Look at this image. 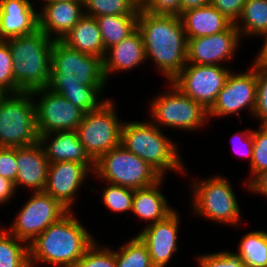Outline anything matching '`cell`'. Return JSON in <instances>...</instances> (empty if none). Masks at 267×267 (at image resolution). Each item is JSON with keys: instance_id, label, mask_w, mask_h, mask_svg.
I'll list each match as a JSON object with an SVG mask.
<instances>
[{"instance_id": "4", "label": "cell", "mask_w": 267, "mask_h": 267, "mask_svg": "<svg viewBox=\"0 0 267 267\" xmlns=\"http://www.w3.org/2000/svg\"><path fill=\"white\" fill-rule=\"evenodd\" d=\"M151 121L123 122L121 144L149 163L163 177L168 171L185 173L177 144Z\"/></svg>"}, {"instance_id": "38", "label": "cell", "mask_w": 267, "mask_h": 267, "mask_svg": "<svg viewBox=\"0 0 267 267\" xmlns=\"http://www.w3.org/2000/svg\"><path fill=\"white\" fill-rule=\"evenodd\" d=\"M254 117L260 119L261 126H267V68L257 66V98Z\"/></svg>"}, {"instance_id": "44", "label": "cell", "mask_w": 267, "mask_h": 267, "mask_svg": "<svg viewBox=\"0 0 267 267\" xmlns=\"http://www.w3.org/2000/svg\"><path fill=\"white\" fill-rule=\"evenodd\" d=\"M15 192L14 183L0 175V205L5 204L7 200L9 202V199L13 198Z\"/></svg>"}, {"instance_id": "10", "label": "cell", "mask_w": 267, "mask_h": 267, "mask_svg": "<svg viewBox=\"0 0 267 267\" xmlns=\"http://www.w3.org/2000/svg\"><path fill=\"white\" fill-rule=\"evenodd\" d=\"M115 108L113 100L107 99L98 109L84 113L78 125L80 142L94 162L121 144L123 121H119Z\"/></svg>"}, {"instance_id": "29", "label": "cell", "mask_w": 267, "mask_h": 267, "mask_svg": "<svg viewBox=\"0 0 267 267\" xmlns=\"http://www.w3.org/2000/svg\"><path fill=\"white\" fill-rule=\"evenodd\" d=\"M0 267H30L28 244L3 228L0 231Z\"/></svg>"}, {"instance_id": "31", "label": "cell", "mask_w": 267, "mask_h": 267, "mask_svg": "<svg viewBox=\"0 0 267 267\" xmlns=\"http://www.w3.org/2000/svg\"><path fill=\"white\" fill-rule=\"evenodd\" d=\"M116 267H154L147 246L136 235L115 251Z\"/></svg>"}, {"instance_id": "26", "label": "cell", "mask_w": 267, "mask_h": 267, "mask_svg": "<svg viewBox=\"0 0 267 267\" xmlns=\"http://www.w3.org/2000/svg\"><path fill=\"white\" fill-rule=\"evenodd\" d=\"M96 20L106 51L137 29L138 15H101Z\"/></svg>"}, {"instance_id": "33", "label": "cell", "mask_w": 267, "mask_h": 267, "mask_svg": "<svg viewBox=\"0 0 267 267\" xmlns=\"http://www.w3.org/2000/svg\"><path fill=\"white\" fill-rule=\"evenodd\" d=\"M102 193V202L112 212H132L134 189L107 183Z\"/></svg>"}, {"instance_id": "39", "label": "cell", "mask_w": 267, "mask_h": 267, "mask_svg": "<svg viewBox=\"0 0 267 267\" xmlns=\"http://www.w3.org/2000/svg\"><path fill=\"white\" fill-rule=\"evenodd\" d=\"M142 10L155 15H181V0H146Z\"/></svg>"}, {"instance_id": "24", "label": "cell", "mask_w": 267, "mask_h": 267, "mask_svg": "<svg viewBox=\"0 0 267 267\" xmlns=\"http://www.w3.org/2000/svg\"><path fill=\"white\" fill-rule=\"evenodd\" d=\"M60 41L69 48L102 59L106 53L95 17L84 15Z\"/></svg>"}, {"instance_id": "6", "label": "cell", "mask_w": 267, "mask_h": 267, "mask_svg": "<svg viewBox=\"0 0 267 267\" xmlns=\"http://www.w3.org/2000/svg\"><path fill=\"white\" fill-rule=\"evenodd\" d=\"M92 174L106 183L134 190L154 185L163 178L149 163L128 151L122 144L103 154L95 162Z\"/></svg>"}, {"instance_id": "28", "label": "cell", "mask_w": 267, "mask_h": 267, "mask_svg": "<svg viewBox=\"0 0 267 267\" xmlns=\"http://www.w3.org/2000/svg\"><path fill=\"white\" fill-rule=\"evenodd\" d=\"M237 254L245 267H267V231L254 230L243 236Z\"/></svg>"}, {"instance_id": "15", "label": "cell", "mask_w": 267, "mask_h": 267, "mask_svg": "<svg viewBox=\"0 0 267 267\" xmlns=\"http://www.w3.org/2000/svg\"><path fill=\"white\" fill-rule=\"evenodd\" d=\"M240 39V32L234 23L223 32L188 39L187 63L221 66L223 62H230L240 45Z\"/></svg>"}, {"instance_id": "46", "label": "cell", "mask_w": 267, "mask_h": 267, "mask_svg": "<svg viewBox=\"0 0 267 267\" xmlns=\"http://www.w3.org/2000/svg\"><path fill=\"white\" fill-rule=\"evenodd\" d=\"M211 4V0H181V14L191 9Z\"/></svg>"}, {"instance_id": "43", "label": "cell", "mask_w": 267, "mask_h": 267, "mask_svg": "<svg viewBox=\"0 0 267 267\" xmlns=\"http://www.w3.org/2000/svg\"><path fill=\"white\" fill-rule=\"evenodd\" d=\"M256 194H260L267 197V170L259 173L249 184L248 188Z\"/></svg>"}, {"instance_id": "7", "label": "cell", "mask_w": 267, "mask_h": 267, "mask_svg": "<svg viewBox=\"0 0 267 267\" xmlns=\"http://www.w3.org/2000/svg\"><path fill=\"white\" fill-rule=\"evenodd\" d=\"M31 92L7 94L0 103V147H22L38 142L36 108Z\"/></svg>"}, {"instance_id": "45", "label": "cell", "mask_w": 267, "mask_h": 267, "mask_svg": "<svg viewBox=\"0 0 267 267\" xmlns=\"http://www.w3.org/2000/svg\"><path fill=\"white\" fill-rule=\"evenodd\" d=\"M265 37V41L263 42V46L257 57L253 61V65H256L261 68H267V32L261 35Z\"/></svg>"}, {"instance_id": "37", "label": "cell", "mask_w": 267, "mask_h": 267, "mask_svg": "<svg viewBox=\"0 0 267 267\" xmlns=\"http://www.w3.org/2000/svg\"><path fill=\"white\" fill-rule=\"evenodd\" d=\"M200 267H245L241 257L236 252L220 251L212 254H202L197 257Z\"/></svg>"}, {"instance_id": "36", "label": "cell", "mask_w": 267, "mask_h": 267, "mask_svg": "<svg viewBox=\"0 0 267 267\" xmlns=\"http://www.w3.org/2000/svg\"><path fill=\"white\" fill-rule=\"evenodd\" d=\"M0 90L6 94L17 93V84L14 81L12 53L5 40H0Z\"/></svg>"}, {"instance_id": "23", "label": "cell", "mask_w": 267, "mask_h": 267, "mask_svg": "<svg viewBox=\"0 0 267 267\" xmlns=\"http://www.w3.org/2000/svg\"><path fill=\"white\" fill-rule=\"evenodd\" d=\"M180 19L187 39L217 34L233 24L212 4L183 12Z\"/></svg>"}, {"instance_id": "9", "label": "cell", "mask_w": 267, "mask_h": 267, "mask_svg": "<svg viewBox=\"0 0 267 267\" xmlns=\"http://www.w3.org/2000/svg\"><path fill=\"white\" fill-rule=\"evenodd\" d=\"M168 85L169 90L155 96L148 105L152 117L150 121L160 129L165 126L188 131L200 129L207 122L208 111L172 82Z\"/></svg>"}, {"instance_id": "32", "label": "cell", "mask_w": 267, "mask_h": 267, "mask_svg": "<svg viewBox=\"0 0 267 267\" xmlns=\"http://www.w3.org/2000/svg\"><path fill=\"white\" fill-rule=\"evenodd\" d=\"M140 7L133 0H84L85 15H138Z\"/></svg>"}, {"instance_id": "42", "label": "cell", "mask_w": 267, "mask_h": 267, "mask_svg": "<svg viewBox=\"0 0 267 267\" xmlns=\"http://www.w3.org/2000/svg\"><path fill=\"white\" fill-rule=\"evenodd\" d=\"M232 141H234L232 144L235 152L239 153V155L241 154L240 156H248L250 161L249 163L251 164L253 152V130L248 128L244 132L237 133L233 137Z\"/></svg>"}, {"instance_id": "12", "label": "cell", "mask_w": 267, "mask_h": 267, "mask_svg": "<svg viewBox=\"0 0 267 267\" xmlns=\"http://www.w3.org/2000/svg\"><path fill=\"white\" fill-rule=\"evenodd\" d=\"M230 72L225 65L187 63L171 82L208 111L215 103Z\"/></svg>"}, {"instance_id": "47", "label": "cell", "mask_w": 267, "mask_h": 267, "mask_svg": "<svg viewBox=\"0 0 267 267\" xmlns=\"http://www.w3.org/2000/svg\"><path fill=\"white\" fill-rule=\"evenodd\" d=\"M45 1V3H43L41 6L43 7L44 5L48 4V3H52V2H59V1H67V0H43V2Z\"/></svg>"}, {"instance_id": "19", "label": "cell", "mask_w": 267, "mask_h": 267, "mask_svg": "<svg viewBox=\"0 0 267 267\" xmlns=\"http://www.w3.org/2000/svg\"><path fill=\"white\" fill-rule=\"evenodd\" d=\"M17 176L15 188L25 186L34 192H44L49 160L39 142L30 146L16 147Z\"/></svg>"}, {"instance_id": "49", "label": "cell", "mask_w": 267, "mask_h": 267, "mask_svg": "<svg viewBox=\"0 0 267 267\" xmlns=\"http://www.w3.org/2000/svg\"><path fill=\"white\" fill-rule=\"evenodd\" d=\"M6 95H7L6 93H4V92H2V91L0 90V103L2 102L3 98H4Z\"/></svg>"}, {"instance_id": "16", "label": "cell", "mask_w": 267, "mask_h": 267, "mask_svg": "<svg viewBox=\"0 0 267 267\" xmlns=\"http://www.w3.org/2000/svg\"><path fill=\"white\" fill-rule=\"evenodd\" d=\"M94 169L95 165L70 161L49 163L44 192L72 211L76 192L80 189L79 186H82L84 180L88 179L86 178L88 174L94 172Z\"/></svg>"}, {"instance_id": "22", "label": "cell", "mask_w": 267, "mask_h": 267, "mask_svg": "<svg viewBox=\"0 0 267 267\" xmlns=\"http://www.w3.org/2000/svg\"><path fill=\"white\" fill-rule=\"evenodd\" d=\"M146 61L143 39L138 28L118 44L108 48L103 58L105 78L114 72L135 69Z\"/></svg>"}, {"instance_id": "25", "label": "cell", "mask_w": 267, "mask_h": 267, "mask_svg": "<svg viewBox=\"0 0 267 267\" xmlns=\"http://www.w3.org/2000/svg\"><path fill=\"white\" fill-rule=\"evenodd\" d=\"M164 178L154 185L134 190L132 212L138 218L149 222L148 225L165 219L174 211V208L168 205V200L160 191Z\"/></svg>"}, {"instance_id": "3", "label": "cell", "mask_w": 267, "mask_h": 267, "mask_svg": "<svg viewBox=\"0 0 267 267\" xmlns=\"http://www.w3.org/2000/svg\"><path fill=\"white\" fill-rule=\"evenodd\" d=\"M13 59L14 81L17 93L46 88L51 72V50L54 39L40 29L5 40Z\"/></svg>"}, {"instance_id": "21", "label": "cell", "mask_w": 267, "mask_h": 267, "mask_svg": "<svg viewBox=\"0 0 267 267\" xmlns=\"http://www.w3.org/2000/svg\"><path fill=\"white\" fill-rule=\"evenodd\" d=\"M38 142L41 144L49 163L70 161L84 165H95L80 142L77 130L39 135Z\"/></svg>"}, {"instance_id": "27", "label": "cell", "mask_w": 267, "mask_h": 267, "mask_svg": "<svg viewBox=\"0 0 267 267\" xmlns=\"http://www.w3.org/2000/svg\"><path fill=\"white\" fill-rule=\"evenodd\" d=\"M235 26L241 37L249 35L261 37L267 32V0H246Z\"/></svg>"}, {"instance_id": "48", "label": "cell", "mask_w": 267, "mask_h": 267, "mask_svg": "<svg viewBox=\"0 0 267 267\" xmlns=\"http://www.w3.org/2000/svg\"><path fill=\"white\" fill-rule=\"evenodd\" d=\"M140 8L146 2V0H133Z\"/></svg>"}, {"instance_id": "13", "label": "cell", "mask_w": 267, "mask_h": 267, "mask_svg": "<svg viewBox=\"0 0 267 267\" xmlns=\"http://www.w3.org/2000/svg\"><path fill=\"white\" fill-rule=\"evenodd\" d=\"M257 98V66L251 65L249 71L236 74L230 72L217 99L208 110V118L224 117L237 114L240 118V111L246 109L253 115Z\"/></svg>"}, {"instance_id": "2", "label": "cell", "mask_w": 267, "mask_h": 267, "mask_svg": "<svg viewBox=\"0 0 267 267\" xmlns=\"http://www.w3.org/2000/svg\"><path fill=\"white\" fill-rule=\"evenodd\" d=\"M94 239L73 211H69L28 244L30 267L36 266L37 262L72 267Z\"/></svg>"}, {"instance_id": "40", "label": "cell", "mask_w": 267, "mask_h": 267, "mask_svg": "<svg viewBox=\"0 0 267 267\" xmlns=\"http://www.w3.org/2000/svg\"><path fill=\"white\" fill-rule=\"evenodd\" d=\"M16 147H0V175L15 185L17 176Z\"/></svg>"}, {"instance_id": "34", "label": "cell", "mask_w": 267, "mask_h": 267, "mask_svg": "<svg viewBox=\"0 0 267 267\" xmlns=\"http://www.w3.org/2000/svg\"><path fill=\"white\" fill-rule=\"evenodd\" d=\"M250 166L252 177L245 182V186L261 172L267 170V126H261L260 129L253 130V152Z\"/></svg>"}, {"instance_id": "41", "label": "cell", "mask_w": 267, "mask_h": 267, "mask_svg": "<svg viewBox=\"0 0 267 267\" xmlns=\"http://www.w3.org/2000/svg\"><path fill=\"white\" fill-rule=\"evenodd\" d=\"M246 0H211V4L234 24L240 18Z\"/></svg>"}, {"instance_id": "11", "label": "cell", "mask_w": 267, "mask_h": 267, "mask_svg": "<svg viewBox=\"0 0 267 267\" xmlns=\"http://www.w3.org/2000/svg\"><path fill=\"white\" fill-rule=\"evenodd\" d=\"M68 212L69 210L51 195L45 192H33L28 202L17 212L14 223L7 231L30 244Z\"/></svg>"}, {"instance_id": "17", "label": "cell", "mask_w": 267, "mask_h": 267, "mask_svg": "<svg viewBox=\"0 0 267 267\" xmlns=\"http://www.w3.org/2000/svg\"><path fill=\"white\" fill-rule=\"evenodd\" d=\"M179 218L175 209L165 219L147 225L137 234L147 246L154 267H165L178 250Z\"/></svg>"}, {"instance_id": "30", "label": "cell", "mask_w": 267, "mask_h": 267, "mask_svg": "<svg viewBox=\"0 0 267 267\" xmlns=\"http://www.w3.org/2000/svg\"><path fill=\"white\" fill-rule=\"evenodd\" d=\"M105 85H81L73 88H47L64 96L84 113L98 109L107 99H100ZM99 98V100H98Z\"/></svg>"}, {"instance_id": "8", "label": "cell", "mask_w": 267, "mask_h": 267, "mask_svg": "<svg viewBox=\"0 0 267 267\" xmlns=\"http://www.w3.org/2000/svg\"><path fill=\"white\" fill-rule=\"evenodd\" d=\"M195 184V185H194ZM193 214L217 223L238 226L241 210L231 184L223 176L195 180L192 185Z\"/></svg>"}, {"instance_id": "18", "label": "cell", "mask_w": 267, "mask_h": 267, "mask_svg": "<svg viewBox=\"0 0 267 267\" xmlns=\"http://www.w3.org/2000/svg\"><path fill=\"white\" fill-rule=\"evenodd\" d=\"M41 10L38 12L39 29L54 40H61L85 15L84 0L52 2Z\"/></svg>"}, {"instance_id": "1", "label": "cell", "mask_w": 267, "mask_h": 267, "mask_svg": "<svg viewBox=\"0 0 267 267\" xmlns=\"http://www.w3.org/2000/svg\"><path fill=\"white\" fill-rule=\"evenodd\" d=\"M137 28L145 48L146 60L152 59L171 82L187 64L188 39L175 15H155L140 8Z\"/></svg>"}, {"instance_id": "35", "label": "cell", "mask_w": 267, "mask_h": 267, "mask_svg": "<svg viewBox=\"0 0 267 267\" xmlns=\"http://www.w3.org/2000/svg\"><path fill=\"white\" fill-rule=\"evenodd\" d=\"M94 242L72 267H116L115 251Z\"/></svg>"}, {"instance_id": "5", "label": "cell", "mask_w": 267, "mask_h": 267, "mask_svg": "<svg viewBox=\"0 0 267 267\" xmlns=\"http://www.w3.org/2000/svg\"><path fill=\"white\" fill-rule=\"evenodd\" d=\"M51 72L46 88L106 85L103 59L69 48L55 40L51 50Z\"/></svg>"}, {"instance_id": "14", "label": "cell", "mask_w": 267, "mask_h": 267, "mask_svg": "<svg viewBox=\"0 0 267 267\" xmlns=\"http://www.w3.org/2000/svg\"><path fill=\"white\" fill-rule=\"evenodd\" d=\"M31 94L40 97L38 103L34 102L38 136L57 131L77 130L84 116L80 108L47 88L34 90Z\"/></svg>"}, {"instance_id": "20", "label": "cell", "mask_w": 267, "mask_h": 267, "mask_svg": "<svg viewBox=\"0 0 267 267\" xmlns=\"http://www.w3.org/2000/svg\"><path fill=\"white\" fill-rule=\"evenodd\" d=\"M30 0H0V40L31 34L39 29L38 11Z\"/></svg>"}]
</instances>
